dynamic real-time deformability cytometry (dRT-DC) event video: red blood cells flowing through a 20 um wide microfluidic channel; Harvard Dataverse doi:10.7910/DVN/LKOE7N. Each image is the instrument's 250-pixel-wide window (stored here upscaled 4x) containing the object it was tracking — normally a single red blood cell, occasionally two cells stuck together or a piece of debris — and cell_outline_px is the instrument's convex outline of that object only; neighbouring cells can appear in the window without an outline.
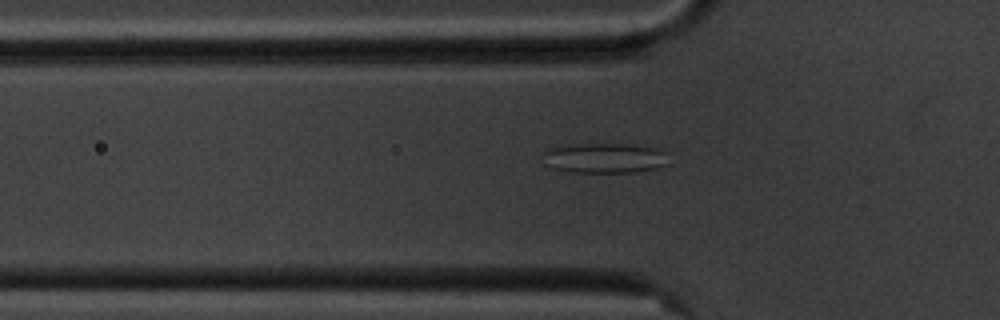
{"species": "common noctule bat (a hibernating species)", "species_latin": "Nyctalus noctula", "temperature_condition": "cold", "stored_images_in_passage": 48, "camera_frame_rate_fps": 3000, "um_per_image_px": 0.085, "animal": {"sex": "male", "body_mass_g": 20.1, "forearm_length_mm": 53.5}, "frame": {"image": 1, "passage_image": 10, "time_ms": 3.0, "image_size_px": [1000, 320], "cell_outline_px": [[668, 164], [656, 168], [636, 172], [568, 172], [552, 168], [544, 164], [540, 152], [544, 148], [560, 144], [624, 144], [660, 148], [668, 152]], "centroid_in_image_um": [51.31, 13.42], "position_along_channel_um": 74.5, "area_um2": 22.83}}
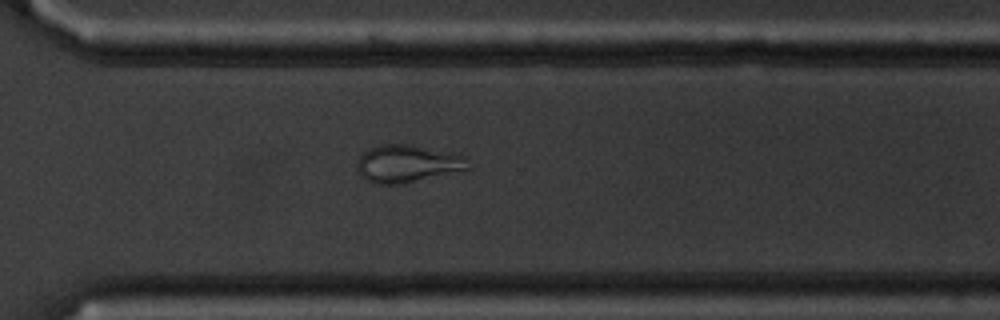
{"frame": {"image": 2, "passage_image": 32, "time_ms": 10.333, "image_size_px": [1000, 320], "cell_outline_px": [[472, 168], [404, 184], [376, 184], [364, 180], [360, 176], [356, 168], [356, 164], [360, 156], [368, 148], [380, 144], [412, 144], [452, 152], [464, 156]], "centroid_in_image_um": [34.61, 13.91], "position_along_channel_um": 336.0, "area_um2": 24.74}}
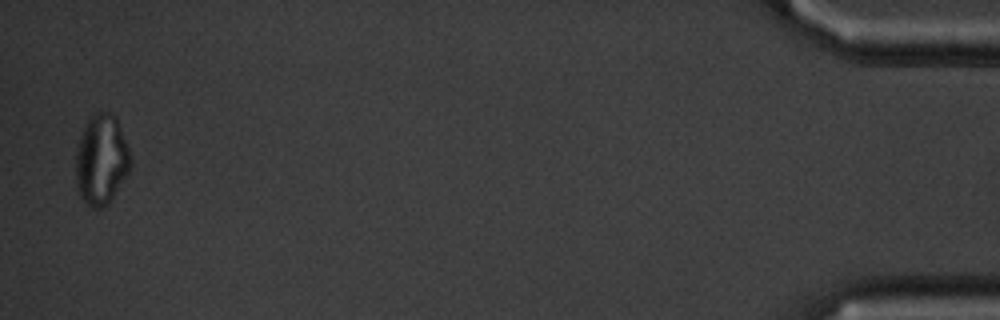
{"frame": {"image": 3, "passage_image": 47, "time_ms": 15.333, "image_size_px": [1000, 320], "cell_outline_px": [[132, 164], [128, 172], [108, 204], [100, 208], [92, 208], [84, 204], [76, 192], [76, 144], [92, 112], [112, 112], [116, 116], [132, 156]], "centroid_in_image_um": [8.6, 13.58], "position_along_channel_um": 426.6, "area_um2": 29.3}, "authors_computed_cell_mechanics": {"area_um2": 24.8251, "velocity_mm_per_s": 3.5727, "shape_relaxation_time_tau1_ms": null, "shape_relaxation_time_tau2_ms": 3.5809, "deformation_change_tau1": null, "deformation_change_tau2": 0.0955}}